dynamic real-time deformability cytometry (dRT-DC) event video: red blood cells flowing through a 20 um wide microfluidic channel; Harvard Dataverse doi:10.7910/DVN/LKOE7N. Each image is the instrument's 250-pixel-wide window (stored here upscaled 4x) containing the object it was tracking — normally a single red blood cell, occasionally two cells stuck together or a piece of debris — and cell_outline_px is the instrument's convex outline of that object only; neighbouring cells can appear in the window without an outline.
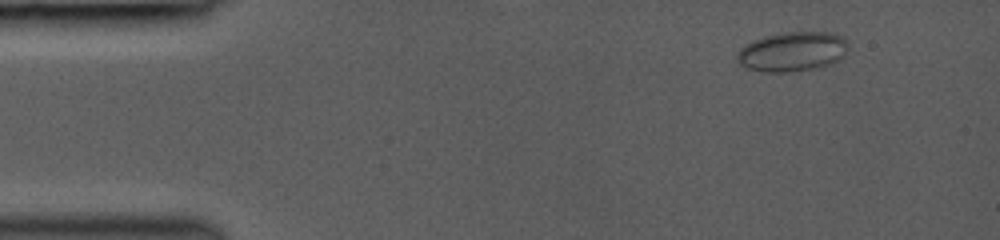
{"species": "common noctule bat (a hibernating species)", "species_latin": "Nyctalus noctula", "temperature_condition": "room temperature", "stored_images_in_passage": 45, "camera_frame_rate_fps": 3000, "um_per_image_px": 0.085, "animal": {"sex": "female", "body_mass_g": 19.0, "forearm_length_mm": 53.3}, "frame": {"image": 1, "passage_image": 3, "time_ms": 0.667, "image_size_px": [1000, 240], "cell_outline_px": [[848, 44], [844, 56], [840, 60], [832, 64], [812, 68], [788, 72], [764, 72], [748, 68], [740, 64], [736, 56], [740, 48], [744, 44], [752, 40], [764, 36], [788, 32], [832, 32], [848, 40]], "centroid_in_image_um": [67.36, 4.38], "position_along_channel_um": 17.6, "area_um2": 25.72}}
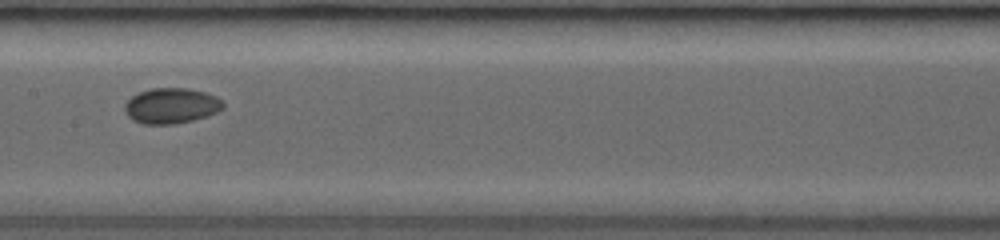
{"frame": {"image": 2, "passage_image": 23, "time_ms": 7.333, "image_size_px": [1000, 240], "cell_outline_px": [[224, 108], [208, 116], [192, 120], [172, 124], [144, 124], [132, 120], [124, 112], [124, 104], [132, 96], [140, 92], [152, 88], [188, 88], [204, 92], [216, 96], [224, 104]], "centroid_in_image_um": [14.54, 8.99], "position_along_channel_um": 192.9, "area_um2": 20.35}}
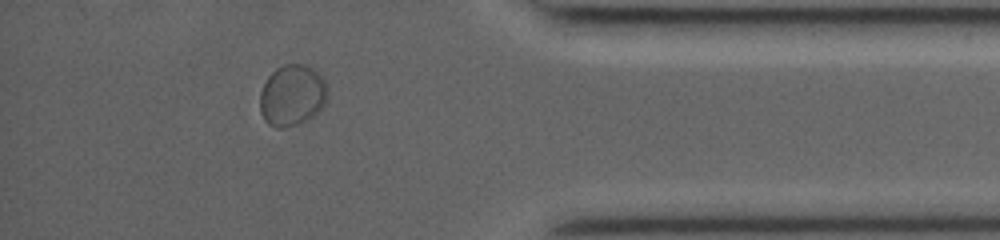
{"frame": {"image": 3, "passage_image": 40, "time_ms": 13.0, "image_size_px": [1000, 240], "cell_outline_px": [[328, 96], [324, 104], [312, 116], [296, 124], [284, 128], [276, 128], [268, 124], [264, 120], [260, 112], [260, 92], [268, 76], [276, 68], [284, 64], [308, 64], [324, 80], [328, 88]], "centroid_in_image_um": [24.81, 8.09], "position_along_channel_um": 410.4, "area_um2": 24.1}, "authors_computed_cell_mechanics": {"area_um2": 20.23, "velocity_mm_per_s": 4.1024, "shape_relaxation_time_tau1_ms": 1.5428, "shape_relaxation_time_tau2_ms": 2.1936, "deformation_change_tau1": 0.0267, "deformation_change_tau2": 0.0273}}